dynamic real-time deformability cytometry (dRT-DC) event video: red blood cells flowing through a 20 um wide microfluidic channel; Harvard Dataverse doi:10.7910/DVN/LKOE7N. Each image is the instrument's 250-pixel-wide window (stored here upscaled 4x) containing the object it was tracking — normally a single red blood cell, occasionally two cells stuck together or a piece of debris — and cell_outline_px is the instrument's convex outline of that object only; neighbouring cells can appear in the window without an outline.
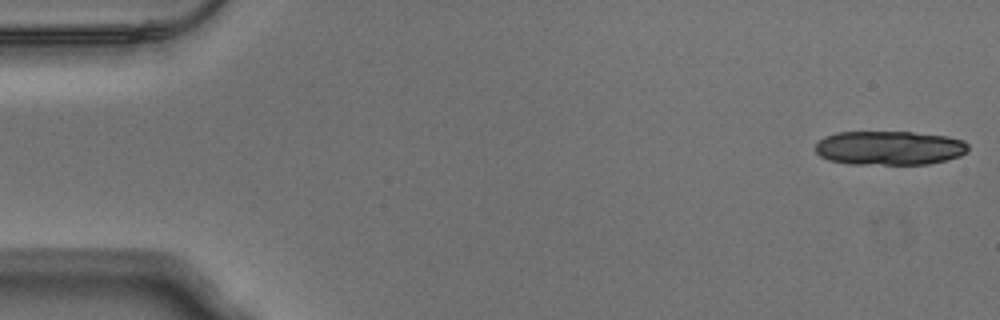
{"species": "Egyptian fruit bat (a non-hibernating species)", "species_latin": "Rousettus aegyptiacus", "temperature_condition": "warm", "stored_images_in_passage": 15, "camera_frame_rate_fps": 3000, "um_per_image_px": 0.085, "animal": {"sex": "male"}, "frame": {"image": 1, "passage_image": 1, "time_ms": 0.0, "image_size_px": [1000, 320], "cell_outline_px": [[968, 152], [960, 156], [948, 160], [928, 164], [848, 164], [828, 160], [820, 156], [816, 152], [816, 144], [824, 136], [836, 132], [912, 132], [948, 136], [964, 140], [968, 144]], "centroid_in_image_um": [75.62, 12.58], "position_along_channel_um": 9.4, "area_um2": 30.69}}